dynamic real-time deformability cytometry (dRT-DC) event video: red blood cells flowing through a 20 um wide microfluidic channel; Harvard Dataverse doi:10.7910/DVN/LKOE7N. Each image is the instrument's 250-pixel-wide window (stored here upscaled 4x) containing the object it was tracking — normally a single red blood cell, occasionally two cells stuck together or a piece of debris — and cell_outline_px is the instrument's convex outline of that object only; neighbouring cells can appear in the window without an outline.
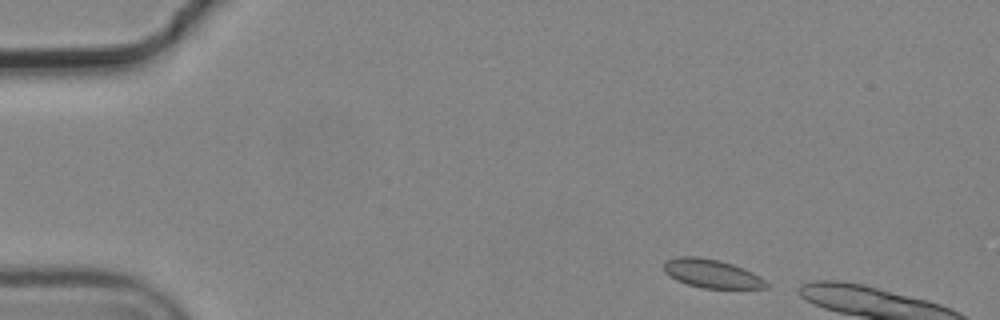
{"species": "common noctule bat (a hibernating species)", "species_latin": "Nyctalus noctula", "temperature_condition": "cold", "stored_images_in_passage": 2, "camera_frame_rate_fps": 3000, "um_per_image_px": 0.085, "animal": {"sex": "male", "body_mass_g": 19.2, "forearm_length_mm": 51.8}, "frame": {"image": 1, "passage_image": 1, "time_ms": 0.0, "image_size_px": [1000, 320], "cell_outline_px": [[768, 288], [704, 288], [688, 284], [676, 280], [664, 272], [664, 260], [676, 256], [696, 256], [720, 260], [744, 268], [760, 276], [768, 284]], "centroid_in_image_um": [60.47, 23.24], "position_along_channel_um": 24.5, "area_um2": 17.11}}